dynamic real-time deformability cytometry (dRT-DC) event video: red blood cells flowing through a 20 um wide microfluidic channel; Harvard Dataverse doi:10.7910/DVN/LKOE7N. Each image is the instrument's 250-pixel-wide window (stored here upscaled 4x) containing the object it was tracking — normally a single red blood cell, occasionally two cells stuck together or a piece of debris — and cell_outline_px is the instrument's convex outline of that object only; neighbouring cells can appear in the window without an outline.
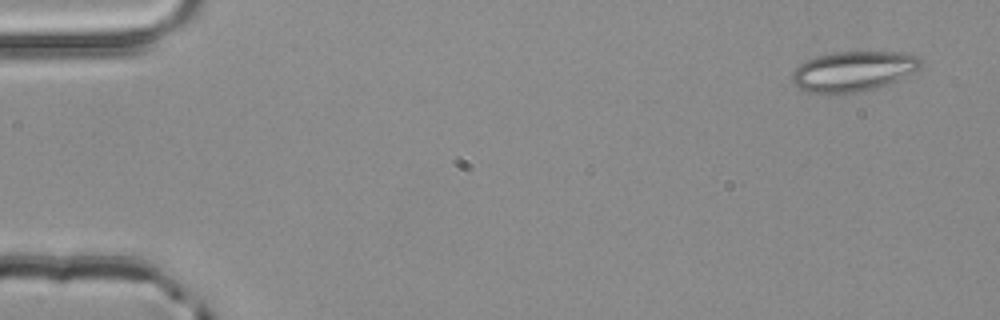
{"species": "common noctule bat (a hibernating species)", "species_latin": "Nyctalus noctula", "temperature_condition": "room temperature", "stored_images_in_passage": 4, "camera_frame_rate_fps": 3000, "um_per_image_px": 0.085, "animal": {"sex": "male", "body_mass_g": 20.4}, "frame": {"image": 1, "passage_image": 1, "time_ms": 0.0, "image_size_px": [1000, 320], "cell_outline_px": [[924, 64], [920, 68], [896, 80], [876, 88], [856, 92], [828, 96], [808, 92], [792, 84], [792, 72], [804, 60], [816, 56], [836, 52], [904, 52], [920, 56]], "centroid_in_image_um": [72.5, 6.07], "position_along_channel_um": 12.5, "area_um2": 30.58}}
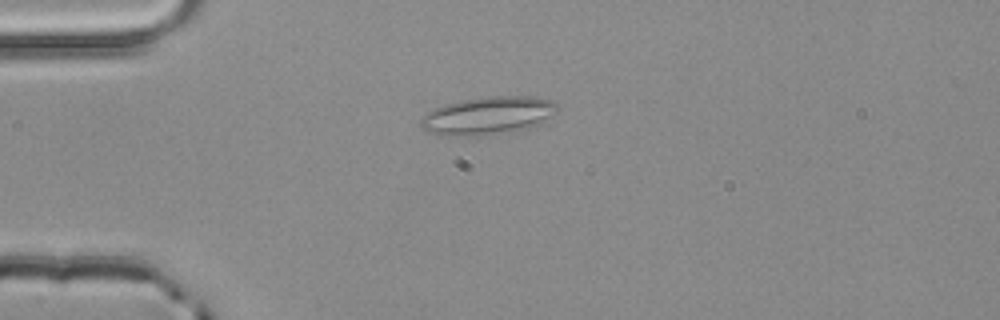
{"frame": {"image": 2, "passage_image": 3, "time_ms": 0.667, "image_size_px": [1000, 320], "cell_outline_px": [[560, 108], [552, 116], [540, 124], [532, 128], [516, 132], [456, 136], [440, 136], [428, 132], [420, 128], [420, 120], [432, 108], [444, 104], [460, 100], [488, 96], [532, 96], [552, 100], [560, 104]], "centroid_in_image_um": [41.51, 9.82], "position_along_channel_um": 43.5, "area_um2": 30.87}}